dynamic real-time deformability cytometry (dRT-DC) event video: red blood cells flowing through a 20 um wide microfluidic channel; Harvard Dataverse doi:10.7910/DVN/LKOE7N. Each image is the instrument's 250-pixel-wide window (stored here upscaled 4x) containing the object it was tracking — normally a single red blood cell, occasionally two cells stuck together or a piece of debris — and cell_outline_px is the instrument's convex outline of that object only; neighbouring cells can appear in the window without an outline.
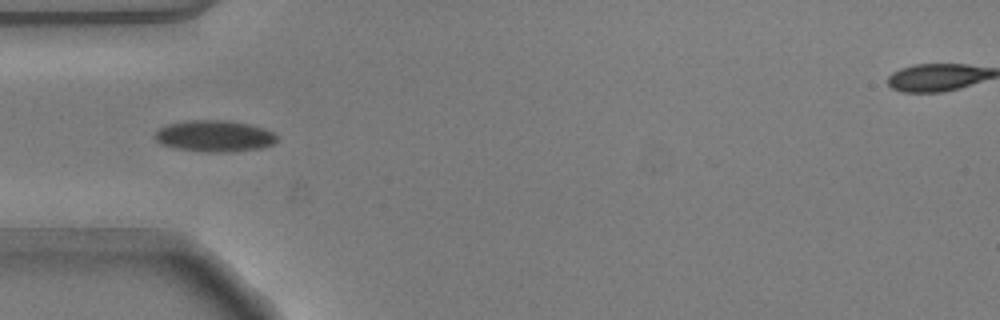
{"species": "common noctule bat (a hibernating species)", "species_latin": "Nyctalus noctula", "temperature_condition": "warm", "stored_images_in_passage": 6, "camera_frame_rate_fps": 3000, "um_per_image_px": 0.085, "animal": {"sex": "male", "body_mass_g": 20.5, "forearm_length_mm": 52.5}, "frame": {"image": 1, "passage_image": 3, "time_ms": 0.667, "image_size_px": [1000, 320], "cell_outline_px": [[276, 140], [272, 144], [260, 148], [232, 152], [208, 152], [176, 148], [160, 144], [156, 140], [156, 132], [160, 128], [168, 124], [188, 120], [224, 120], [248, 124], [264, 128], [272, 132], [276, 136]], "centroid_in_image_um": [18.22, 11.56], "position_along_channel_um": 66.8, "area_um2": 22.14}}